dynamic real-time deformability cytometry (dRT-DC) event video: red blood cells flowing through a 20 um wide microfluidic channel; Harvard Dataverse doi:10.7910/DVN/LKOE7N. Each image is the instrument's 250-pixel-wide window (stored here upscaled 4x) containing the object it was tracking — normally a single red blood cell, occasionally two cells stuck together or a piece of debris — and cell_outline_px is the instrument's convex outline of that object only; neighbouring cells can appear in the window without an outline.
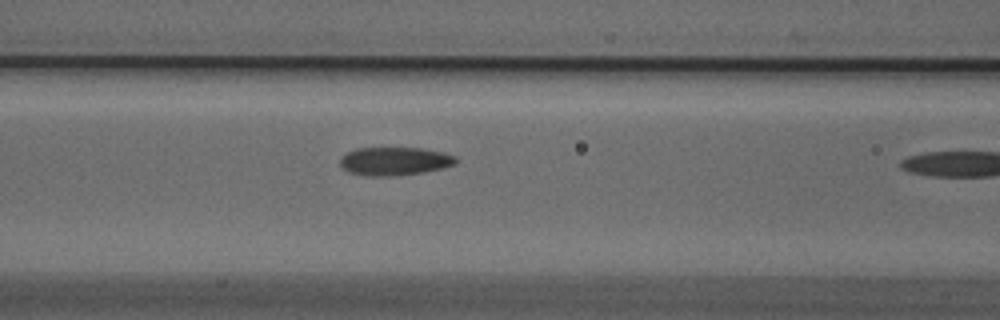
{"species": "Egyptian fruit bat (a non-hibernating species)", "species_latin": "Rousettus aegyptiacus", "temperature_condition": "cold", "stored_images_in_passage": 10, "camera_frame_rate_fps": 3000, "um_per_image_px": 0.085, "animal": {"sex": "male"}, "frame": {"image": 1, "passage_image": 9, "time_ms": 2.667, "image_size_px": [1000, 320], "cell_outline_px": [[460, 160], [456, 164], [444, 168], [424, 172], [392, 176], [364, 176], [348, 172], [340, 168], [340, 156], [356, 148], [424, 148], [444, 152], [456, 156]], "centroid_in_image_um": [33.56, 13.7], "position_along_channel_um": 133.0, "area_um2": 19.54}}